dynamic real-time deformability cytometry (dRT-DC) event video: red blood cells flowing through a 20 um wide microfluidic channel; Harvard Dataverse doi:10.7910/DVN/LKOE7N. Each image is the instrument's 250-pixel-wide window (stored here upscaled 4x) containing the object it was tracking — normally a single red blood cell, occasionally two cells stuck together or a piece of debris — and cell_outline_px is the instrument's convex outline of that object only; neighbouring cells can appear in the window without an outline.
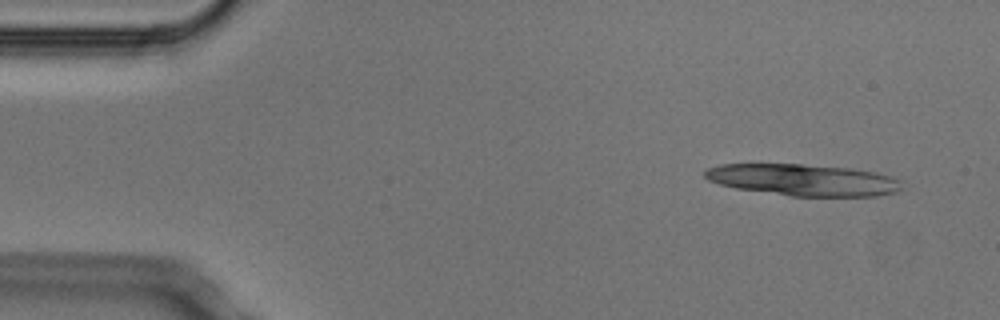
{"species": "Egyptian fruit bat (a non-hibernating species)", "species_latin": "Rousettus aegyptiacus", "temperature_condition": "cold", "stored_images_in_passage": 5, "camera_frame_rate_fps": 3000, "um_per_image_px": 0.085, "animal": {"sex": "male"}, "frame": {"image": 1, "passage_image": 1, "time_ms": 0.0, "image_size_px": [1000, 320], "cell_outline_px": [[900, 188], [896, 192], [876, 196], [792, 196], [736, 188], [720, 184], [708, 180], [704, 176], [704, 172], [708, 168], [720, 164], [800, 164], [848, 168], [876, 172], [900, 180]], "centroid_in_image_um": [68.25, 15.29], "position_along_channel_um": 16.8, "area_um2": 36.01}}